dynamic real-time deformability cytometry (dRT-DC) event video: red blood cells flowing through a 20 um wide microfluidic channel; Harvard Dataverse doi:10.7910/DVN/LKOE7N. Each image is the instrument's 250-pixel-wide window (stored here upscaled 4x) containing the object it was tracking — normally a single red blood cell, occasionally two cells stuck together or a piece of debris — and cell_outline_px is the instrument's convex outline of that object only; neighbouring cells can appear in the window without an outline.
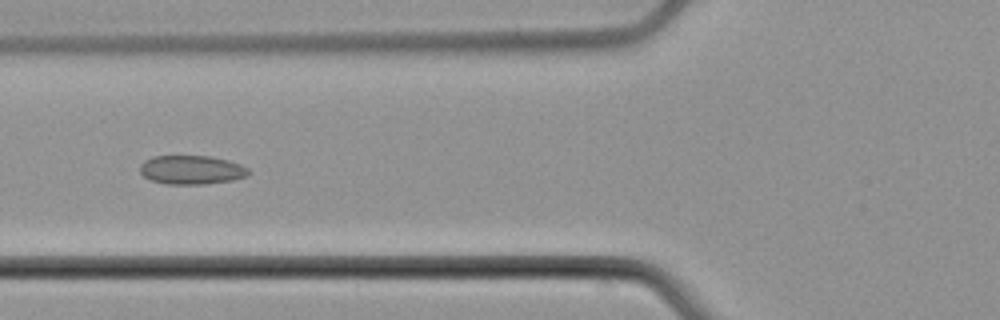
{"species": "common noctule bat (a hibernating species)", "species_latin": "Nyctalus noctula", "temperature_condition": "cold", "stored_images_in_passage": 8, "camera_frame_rate_fps": 3000, "um_per_image_px": 0.085, "animal": {"sex": "male", "body_mass_g": 21.5, "forearm_length_mm": 52.0}, "frame": {"image": 1, "passage_image": 6, "time_ms": 6.667, "image_size_px": [1000, 320], "cell_outline_px": [[248, 176], [232, 180], [204, 184], [164, 184], [152, 180], [144, 176], [140, 172], [140, 164], [144, 160], [152, 156], [208, 156], [228, 160], [240, 164], [248, 168]], "centroid_in_image_um": [16.26, 14.43], "position_along_channel_um": 109.5, "area_um2": 18.26}}
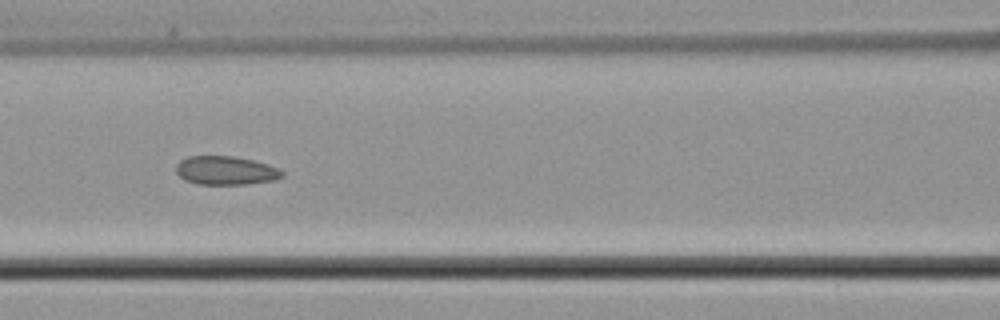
{"frame": {"image": 2, "passage_image": 7, "time_ms": 7.667, "image_size_px": [1000, 320], "cell_outline_px": [[284, 176], [272, 180], [248, 184], [200, 184], [184, 180], [176, 172], [176, 164], [180, 160], [188, 156], [232, 156], [252, 160], [268, 164], [280, 168], [284, 172]], "centroid_in_image_um": [19.19, 14.49], "position_along_channel_um": 147.4, "area_um2": 17.74}}
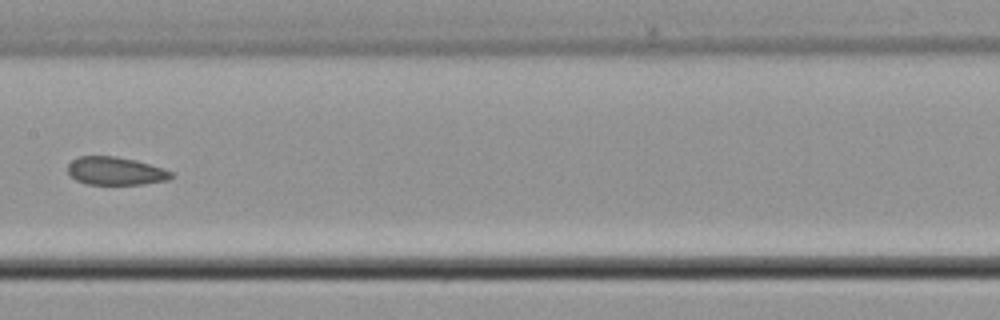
{"frame": {"image": 3, "passage_image": 8, "time_ms": 9.0, "image_size_px": [1000, 320], "cell_outline_px": [[172, 176], [168, 180], [144, 184], [88, 184], [76, 180], [68, 172], [68, 164], [76, 156], [116, 156], [136, 160], [164, 168], [172, 172]], "centroid_in_image_um": [9.82, 14.52], "position_along_channel_um": 197.6, "area_um2": 16.94}}